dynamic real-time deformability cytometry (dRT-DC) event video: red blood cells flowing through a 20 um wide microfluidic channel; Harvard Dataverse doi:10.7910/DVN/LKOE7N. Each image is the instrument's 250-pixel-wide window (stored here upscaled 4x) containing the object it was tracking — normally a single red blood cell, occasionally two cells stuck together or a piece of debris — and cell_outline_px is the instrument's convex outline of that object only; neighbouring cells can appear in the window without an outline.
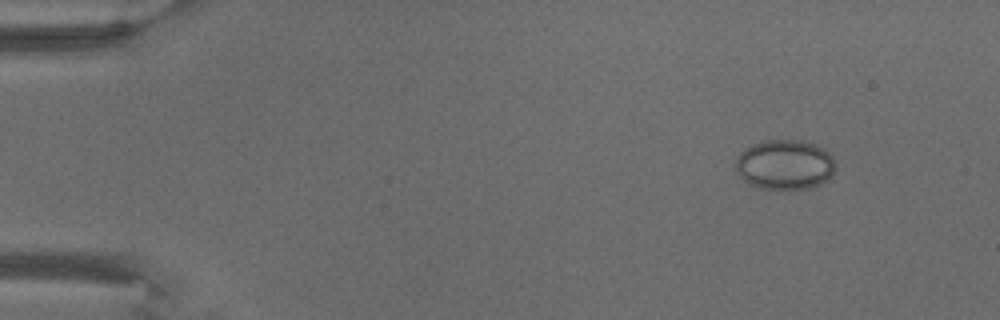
{"species": "common noctule bat (a hibernating species)", "species_latin": "Nyctalus noctula", "temperature_condition": "warm", "stored_images_in_passage": 12, "camera_frame_rate_fps": 3000, "um_per_image_px": 0.085, "animal": {"sex": "male", "body_mass_g": 18.8}, "frame": {"image": 1, "passage_image": 3, "time_ms": 2.667, "image_size_px": [1000, 320], "cell_outline_px": [[836, 168], [832, 176], [828, 180], [820, 184], [808, 188], [760, 188], [748, 184], [736, 172], [736, 156], [744, 148], [760, 140], [804, 140], [816, 144], [828, 152], [832, 156]], "centroid_in_image_um": [66.7, 13.97], "position_along_channel_um": 18.3, "area_um2": 29.3}}
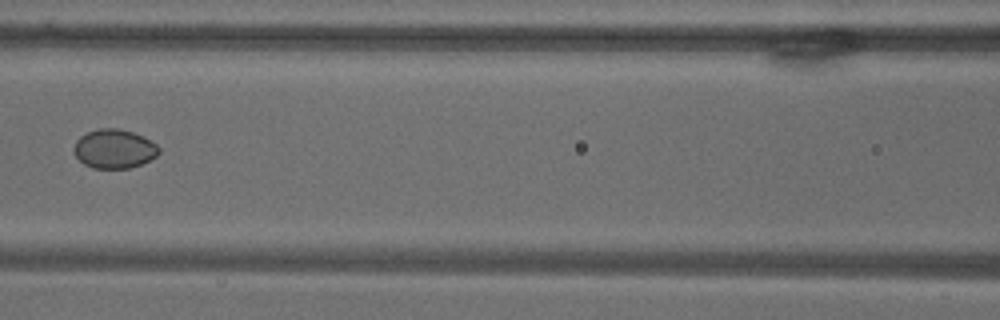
{"frame": {"image": 2, "passage_image": 9, "time_ms": 11.333, "image_size_px": [1000, 320], "cell_outline_px": [[160, 152], [156, 156], [140, 164], [128, 168], [92, 168], [84, 164], [72, 152], [72, 148], [76, 140], [80, 136], [88, 132], [100, 128], [116, 128], [132, 132], [156, 144], [160, 148]], "centroid_in_image_um": [9.66, 12.65], "position_along_channel_um": 156.9, "area_um2": 19.19}}
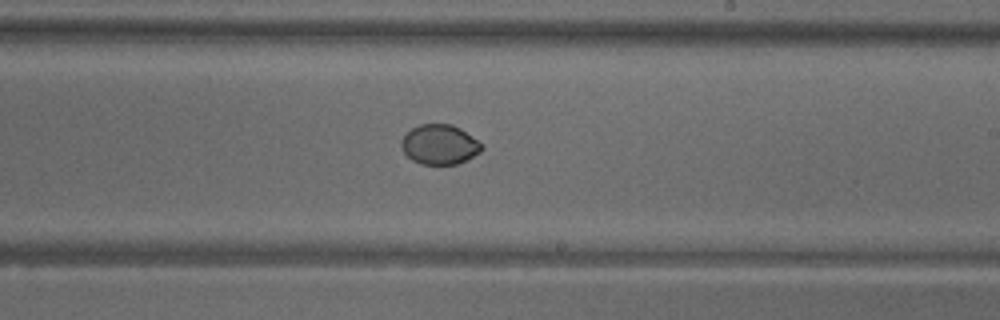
{"frame": {"image": 3, "passage_image": 12, "time_ms": 14.667, "image_size_px": [1000, 320], "cell_outline_px": [[484, 148], [480, 152], [456, 164], [420, 164], [412, 160], [404, 152], [400, 144], [400, 140], [412, 128], [420, 124], [452, 124], [460, 128], [484, 144]], "centroid_in_image_um": [37.37, 12.27], "position_along_channel_um": 251.6, "area_um2": 18.61}}